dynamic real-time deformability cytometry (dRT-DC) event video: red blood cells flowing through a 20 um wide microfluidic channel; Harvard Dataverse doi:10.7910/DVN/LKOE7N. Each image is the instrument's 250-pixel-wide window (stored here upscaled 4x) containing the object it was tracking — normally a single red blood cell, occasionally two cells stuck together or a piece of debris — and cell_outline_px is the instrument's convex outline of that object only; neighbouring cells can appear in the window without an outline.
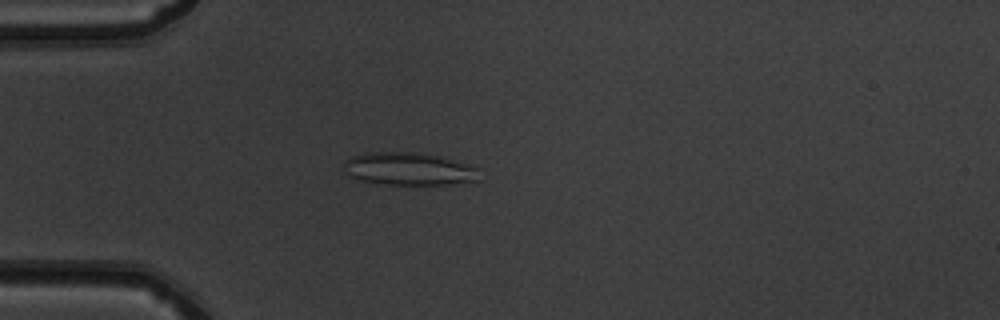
{"species": "common noctule bat (a hibernating species)", "species_latin": "Nyctalus noctula", "temperature_condition": "warm", "stored_images_in_passage": 38, "camera_frame_rate_fps": 3000, "um_per_image_px": 0.085, "animal": {"sex": "male", "body_mass_g": 19.5, "forearm_length_mm": 54.6}, "frame": {"image": 1, "passage_image": 2, "time_ms": 0.333, "image_size_px": [1000, 320], "cell_outline_px": [[476, 180], [448, 184], [392, 184], [364, 180], [348, 176], [344, 164], [344, 160], [352, 156], [372, 152], [408, 152], [440, 156], [468, 164], [476, 168]], "centroid_in_image_um": [34.71, 14.34], "position_along_channel_um": 50.3, "area_um2": 25.09}}
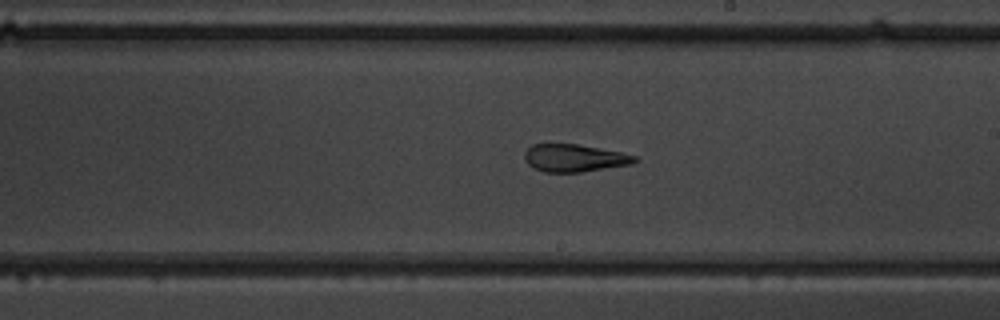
{"frame": {"image": 2, "passage_image": 17, "time_ms": 5.333, "image_size_px": [1000, 320], "cell_outline_px": [[640, 160], [632, 164], [580, 172], [544, 172], [532, 168], [524, 160], [524, 152], [532, 144], [576, 144], [620, 152], [636, 156]], "centroid_in_image_um": [48.79, 13.44], "position_along_channel_um": 240.2, "area_um2": 17.69}}
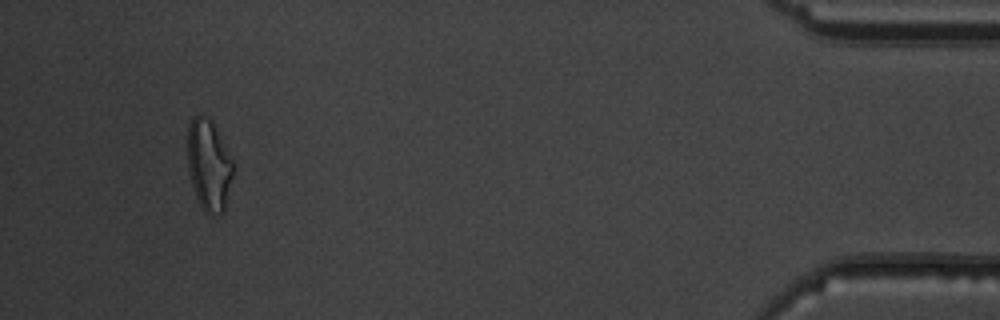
{"frame": {"image": 3, "passage_image": 35, "time_ms": 11.333, "image_size_px": [1000, 320], "cell_outline_px": [[236, 164], [224, 212], [208, 216], [204, 212], [196, 196], [188, 172], [188, 124], [196, 116], [208, 116], [212, 120]], "centroid_in_image_um": [17.79, 14.05], "position_along_channel_um": 417.4, "area_um2": 24.62}, "authors_computed_cell_mechanics": {"area_um2": 19.1607, "velocity_mm_per_s": 4.0603, "shape_relaxation_time_tau1_ms": 9.1007, "shape_relaxation_time_tau2_ms": 1.71, "deformation_change_tau1": 0.2351, "deformation_change_tau2": 0.1222}}